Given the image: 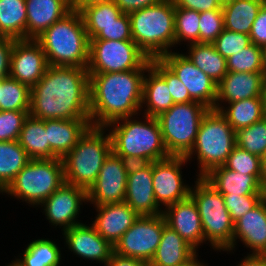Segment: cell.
Returning <instances> with one entry per match:
<instances>
[{"label":"cell","mask_w":266,"mask_h":266,"mask_svg":"<svg viewBox=\"0 0 266 266\" xmlns=\"http://www.w3.org/2000/svg\"><path fill=\"white\" fill-rule=\"evenodd\" d=\"M49 66L87 68L89 38L82 15L72 9L35 39Z\"/></svg>","instance_id":"cell-4"},{"label":"cell","mask_w":266,"mask_h":266,"mask_svg":"<svg viewBox=\"0 0 266 266\" xmlns=\"http://www.w3.org/2000/svg\"><path fill=\"white\" fill-rule=\"evenodd\" d=\"M148 69L89 74V114L93 127L132 117L142 106L143 73Z\"/></svg>","instance_id":"cell-2"},{"label":"cell","mask_w":266,"mask_h":266,"mask_svg":"<svg viewBox=\"0 0 266 266\" xmlns=\"http://www.w3.org/2000/svg\"><path fill=\"white\" fill-rule=\"evenodd\" d=\"M70 251L83 259L96 260L104 265L114 252V247L106 241L94 228L80 223L63 231Z\"/></svg>","instance_id":"cell-20"},{"label":"cell","mask_w":266,"mask_h":266,"mask_svg":"<svg viewBox=\"0 0 266 266\" xmlns=\"http://www.w3.org/2000/svg\"><path fill=\"white\" fill-rule=\"evenodd\" d=\"M196 256V251L176 231L166 225L148 266H185Z\"/></svg>","instance_id":"cell-27"},{"label":"cell","mask_w":266,"mask_h":266,"mask_svg":"<svg viewBox=\"0 0 266 266\" xmlns=\"http://www.w3.org/2000/svg\"><path fill=\"white\" fill-rule=\"evenodd\" d=\"M241 239L252 254H266V197L234 223L232 250Z\"/></svg>","instance_id":"cell-23"},{"label":"cell","mask_w":266,"mask_h":266,"mask_svg":"<svg viewBox=\"0 0 266 266\" xmlns=\"http://www.w3.org/2000/svg\"><path fill=\"white\" fill-rule=\"evenodd\" d=\"M223 197L231 220L235 223L248 211L255 208L266 195H223Z\"/></svg>","instance_id":"cell-46"},{"label":"cell","mask_w":266,"mask_h":266,"mask_svg":"<svg viewBox=\"0 0 266 266\" xmlns=\"http://www.w3.org/2000/svg\"><path fill=\"white\" fill-rule=\"evenodd\" d=\"M85 201L88 202L86 189L65 182L40 205L51 225L63 226L64 231L80 224L75 220Z\"/></svg>","instance_id":"cell-18"},{"label":"cell","mask_w":266,"mask_h":266,"mask_svg":"<svg viewBox=\"0 0 266 266\" xmlns=\"http://www.w3.org/2000/svg\"><path fill=\"white\" fill-rule=\"evenodd\" d=\"M91 126L90 119L45 120L50 150L57 158L62 159Z\"/></svg>","instance_id":"cell-24"},{"label":"cell","mask_w":266,"mask_h":266,"mask_svg":"<svg viewBox=\"0 0 266 266\" xmlns=\"http://www.w3.org/2000/svg\"><path fill=\"white\" fill-rule=\"evenodd\" d=\"M265 77V85H264V90L266 91V76Z\"/></svg>","instance_id":"cell-62"},{"label":"cell","mask_w":266,"mask_h":266,"mask_svg":"<svg viewBox=\"0 0 266 266\" xmlns=\"http://www.w3.org/2000/svg\"><path fill=\"white\" fill-rule=\"evenodd\" d=\"M95 207L98 215L92 225L113 247L139 217L126 202Z\"/></svg>","instance_id":"cell-22"},{"label":"cell","mask_w":266,"mask_h":266,"mask_svg":"<svg viewBox=\"0 0 266 266\" xmlns=\"http://www.w3.org/2000/svg\"><path fill=\"white\" fill-rule=\"evenodd\" d=\"M129 165L111 152L104 160L97 179L87 190L88 202L96 206L124 202Z\"/></svg>","instance_id":"cell-13"},{"label":"cell","mask_w":266,"mask_h":266,"mask_svg":"<svg viewBox=\"0 0 266 266\" xmlns=\"http://www.w3.org/2000/svg\"><path fill=\"white\" fill-rule=\"evenodd\" d=\"M132 40L148 58H160L175 45V5L162 0L129 13Z\"/></svg>","instance_id":"cell-5"},{"label":"cell","mask_w":266,"mask_h":266,"mask_svg":"<svg viewBox=\"0 0 266 266\" xmlns=\"http://www.w3.org/2000/svg\"><path fill=\"white\" fill-rule=\"evenodd\" d=\"M29 161L30 158L17 140L0 142V193Z\"/></svg>","instance_id":"cell-33"},{"label":"cell","mask_w":266,"mask_h":266,"mask_svg":"<svg viewBox=\"0 0 266 266\" xmlns=\"http://www.w3.org/2000/svg\"><path fill=\"white\" fill-rule=\"evenodd\" d=\"M143 117L145 122L125 117L105 127L107 130L111 127L112 152L130 164L155 162L170 157L157 118Z\"/></svg>","instance_id":"cell-3"},{"label":"cell","mask_w":266,"mask_h":266,"mask_svg":"<svg viewBox=\"0 0 266 266\" xmlns=\"http://www.w3.org/2000/svg\"><path fill=\"white\" fill-rule=\"evenodd\" d=\"M113 0H72V9L81 11L84 7Z\"/></svg>","instance_id":"cell-54"},{"label":"cell","mask_w":266,"mask_h":266,"mask_svg":"<svg viewBox=\"0 0 266 266\" xmlns=\"http://www.w3.org/2000/svg\"><path fill=\"white\" fill-rule=\"evenodd\" d=\"M22 255L21 259H16L20 266H60V248L49 239L32 241Z\"/></svg>","instance_id":"cell-36"},{"label":"cell","mask_w":266,"mask_h":266,"mask_svg":"<svg viewBox=\"0 0 266 266\" xmlns=\"http://www.w3.org/2000/svg\"><path fill=\"white\" fill-rule=\"evenodd\" d=\"M199 262L200 261H198L197 256H196L191 262H189L185 266H206V265H204V263H202V262L199 263Z\"/></svg>","instance_id":"cell-58"},{"label":"cell","mask_w":266,"mask_h":266,"mask_svg":"<svg viewBox=\"0 0 266 266\" xmlns=\"http://www.w3.org/2000/svg\"><path fill=\"white\" fill-rule=\"evenodd\" d=\"M210 109L193 101L174 104L157 118L170 156H186L194 146L202 119Z\"/></svg>","instance_id":"cell-10"},{"label":"cell","mask_w":266,"mask_h":266,"mask_svg":"<svg viewBox=\"0 0 266 266\" xmlns=\"http://www.w3.org/2000/svg\"><path fill=\"white\" fill-rule=\"evenodd\" d=\"M186 163L185 156L152 162L154 197L159 206L167 207L190 196L191 187L183 183L181 175V166Z\"/></svg>","instance_id":"cell-15"},{"label":"cell","mask_w":266,"mask_h":266,"mask_svg":"<svg viewBox=\"0 0 266 266\" xmlns=\"http://www.w3.org/2000/svg\"><path fill=\"white\" fill-rule=\"evenodd\" d=\"M260 177L261 175H245L219 166L203 178L222 195H266Z\"/></svg>","instance_id":"cell-26"},{"label":"cell","mask_w":266,"mask_h":266,"mask_svg":"<svg viewBox=\"0 0 266 266\" xmlns=\"http://www.w3.org/2000/svg\"><path fill=\"white\" fill-rule=\"evenodd\" d=\"M228 107H221L219 112L226 118L230 126L238 131L241 128L249 127L262 119L261 97L243 99L228 103Z\"/></svg>","instance_id":"cell-34"},{"label":"cell","mask_w":266,"mask_h":266,"mask_svg":"<svg viewBox=\"0 0 266 266\" xmlns=\"http://www.w3.org/2000/svg\"><path fill=\"white\" fill-rule=\"evenodd\" d=\"M151 67L166 81L174 104L193 102L186 86L159 58L151 59Z\"/></svg>","instance_id":"cell-42"},{"label":"cell","mask_w":266,"mask_h":266,"mask_svg":"<svg viewBox=\"0 0 266 266\" xmlns=\"http://www.w3.org/2000/svg\"><path fill=\"white\" fill-rule=\"evenodd\" d=\"M226 61L228 72L263 73L262 48L253 43L230 56Z\"/></svg>","instance_id":"cell-40"},{"label":"cell","mask_w":266,"mask_h":266,"mask_svg":"<svg viewBox=\"0 0 266 266\" xmlns=\"http://www.w3.org/2000/svg\"><path fill=\"white\" fill-rule=\"evenodd\" d=\"M251 38L244 33L224 29L213 42L217 52L225 59L251 45Z\"/></svg>","instance_id":"cell-43"},{"label":"cell","mask_w":266,"mask_h":266,"mask_svg":"<svg viewBox=\"0 0 266 266\" xmlns=\"http://www.w3.org/2000/svg\"><path fill=\"white\" fill-rule=\"evenodd\" d=\"M236 146L262 158L266 148V120L262 118L236 131Z\"/></svg>","instance_id":"cell-39"},{"label":"cell","mask_w":266,"mask_h":266,"mask_svg":"<svg viewBox=\"0 0 266 266\" xmlns=\"http://www.w3.org/2000/svg\"><path fill=\"white\" fill-rule=\"evenodd\" d=\"M166 225L163 213L139 216L114 245V253L149 263L156 252Z\"/></svg>","instance_id":"cell-12"},{"label":"cell","mask_w":266,"mask_h":266,"mask_svg":"<svg viewBox=\"0 0 266 266\" xmlns=\"http://www.w3.org/2000/svg\"><path fill=\"white\" fill-rule=\"evenodd\" d=\"M27 39L38 38L72 10V0H25Z\"/></svg>","instance_id":"cell-25"},{"label":"cell","mask_w":266,"mask_h":266,"mask_svg":"<svg viewBox=\"0 0 266 266\" xmlns=\"http://www.w3.org/2000/svg\"><path fill=\"white\" fill-rule=\"evenodd\" d=\"M17 141L26 151L30 159L57 158L49 147L48 137L45 131V120L36 119L28 115L24 120Z\"/></svg>","instance_id":"cell-29"},{"label":"cell","mask_w":266,"mask_h":266,"mask_svg":"<svg viewBox=\"0 0 266 266\" xmlns=\"http://www.w3.org/2000/svg\"><path fill=\"white\" fill-rule=\"evenodd\" d=\"M185 55L196 67L218 84L227 74V61L213 43H191Z\"/></svg>","instance_id":"cell-31"},{"label":"cell","mask_w":266,"mask_h":266,"mask_svg":"<svg viewBox=\"0 0 266 266\" xmlns=\"http://www.w3.org/2000/svg\"><path fill=\"white\" fill-rule=\"evenodd\" d=\"M143 79L142 104L147 106L144 115L158 117L174 105L166 81L150 66Z\"/></svg>","instance_id":"cell-28"},{"label":"cell","mask_w":266,"mask_h":266,"mask_svg":"<svg viewBox=\"0 0 266 266\" xmlns=\"http://www.w3.org/2000/svg\"><path fill=\"white\" fill-rule=\"evenodd\" d=\"M266 0H232L222 5L224 29L249 35L257 14Z\"/></svg>","instance_id":"cell-30"},{"label":"cell","mask_w":266,"mask_h":266,"mask_svg":"<svg viewBox=\"0 0 266 266\" xmlns=\"http://www.w3.org/2000/svg\"><path fill=\"white\" fill-rule=\"evenodd\" d=\"M124 202L139 216L163 213L154 197L152 162L129 165Z\"/></svg>","instance_id":"cell-16"},{"label":"cell","mask_w":266,"mask_h":266,"mask_svg":"<svg viewBox=\"0 0 266 266\" xmlns=\"http://www.w3.org/2000/svg\"><path fill=\"white\" fill-rule=\"evenodd\" d=\"M262 66H263V74L266 76V46L262 48Z\"/></svg>","instance_id":"cell-57"},{"label":"cell","mask_w":266,"mask_h":266,"mask_svg":"<svg viewBox=\"0 0 266 266\" xmlns=\"http://www.w3.org/2000/svg\"><path fill=\"white\" fill-rule=\"evenodd\" d=\"M90 40H132L129 14L123 13L116 22L104 26L103 30Z\"/></svg>","instance_id":"cell-47"},{"label":"cell","mask_w":266,"mask_h":266,"mask_svg":"<svg viewBox=\"0 0 266 266\" xmlns=\"http://www.w3.org/2000/svg\"><path fill=\"white\" fill-rule=\"evenodd\" d=\"M7 266H20L16 261H12L11 264L7 265Z\"/></svg>","instance_id":"cell-61"},{"label":"cell","mask_w":266,"mask_h":266,"mask_svg":"<svg viewBox=\"0 0 266 266\" xmlns=\"http://www.w3.org/2000/svg\"><path fill=\"white\" fill-rule=\"evenodd\" d=\"M175 7L191 9L198 12L222 9L217 0H173Z\"/></svg>","instance_id":"cell-50"},{"label":"cell","mask_w":266,"mask_h":266,"mask_svg":"<svg viewBox=\"0 0 266 266\" xmlns=\"http://www.w3.org/2000/svg\"><path fill=\"white\" fill-rule=\"evenodd\" d=\"M63 183L61 158L30 159L3 192L38 206Z\"/></svg>","instance_id":"cell-9"},{"label":"cell","mask_w":266,"mask_h":266,"mask_svg":"<svg viewBox=\"0 0 266 266\" xmlns=\"http://www.w3.org/2000/svg\"><path fill=\"white\" fill-rule=\"evenodd\" d=\"M237 266H266V254H249Z\"/></svg>","instance_id":"cell-53"},{"label":"cell","mask_w":266,"mask_h":266,"mask_svg":"<svg viewBox=\"0 0 266 266\" xmlns=\"http://www.w3.org/2000/svg\"><path fill=\"white\" fill-rule=\"evenodd\" d=\"M200 12L175 7V45L187 41L200 43Z\"/></svg>","instance_id":"cell-38"},{"label":"cell","mask_w":266,"mask_h":266,"mask_svg":"<svg viewBox=\"0 0 266 266\" xmlns=\"http://www.w3.org/2000/svg\"><path fill=\"white\" fill-rule=\"evenodd\" d=\"M87 68L48 66L30 93L29 115L40 120L90 119Z\"/></svg>","instance_id":"cell-1"},{"label":"cell","mask_w":266,"mask_h":266,"mask_svg":"<svg viewBox=\"0 0 266 266\" xmlns=\"http://www.w3.org/2000/svg\"><path fill=\"white\" fill-rule=\"evenodd\" d=\"M163 215L167 225L195 251L201 243L205 242L199 211L190 196L165 207Z\"/></svg>","instance_id":"cell-19"},{"label":"cell","mask_w":266,"mask_h":266,"mask_svg":"<svg viewBox=\"0 0 266 266\" xmlns=\"http://www.w3.org/2000/svg\"><path fill=\"white\" fill-rule=\"evenodd\" d=\"M105 266H148V263L137 258L120 256L113 252Z\"/></svg>","instance_id":"cell-52"},{"label":"cell","mask_w":266,"mask_h":266,"mask_svg":"<svg viewBox=\"0 0 266 266\" xmlns=\"http://www.w3.org/2000/svg\"><path fill=\"white\" fill-rule=\"evenodd\" d=\"M186 86L193 101L209 109L215 107L217 84L196 67L185 54L170 51L159 58Z\"/></svg>","instance_id":"cell-14"},{"label":"cell","mask_w":266,"mask_h":266,"mask_svg":"<svg viewBox=\"0 0 266 266\" xmlns=\"http://www.w3.org/2000/svg\"><path fill=\"white\" fill-rule=\"evenodd\" d=\"M251 42L259 47L266 46V2L260 8L249 34Z\"/></svg>","instance_id":"cell-48"},{"label":"cell","mask_w":266,"mask_h":266,"mask_svg":"<svg viewBox=\"0 0 266 266\" xmlns=\"http://www.w3.org/2000/svg\"><path fill=\"white\" fill-rule=\"evenodd\" d=\"M31 89L10 76L0 81V111H29Z\"/></svg>","instance_id":"cell-37"},{"label":"cell","mask_w":266,"mask_h":266,"mask_svg":"<svg viewBox=\"0 0 266 266\" xmlns=\"http://www.w3.org/2000/svg\"><path fill=\"white\" fill-rule=\"evenodd\" d=\"M29 111H0V142L18 140Z\"/></svg>","instance_id":"cell-45"},{"label":"cell","mask_w":266,"mask_h":266,"mask_svg":"<svg viewBox=\"0 0 266 266\" xmlns=\"http://www.w3.org/2000/svg\"><path fill=\"white\" fill-rule=\"evenodd\" d=\"M48 66L45 53L35 39L15 41L11 53V78L31 89L41 80Z\"/></svg>","instance_id":"cell-17"},{"label":"cell","mask_w":266,"mask_h":266,"mask_svg":"<svg viewBox=\"0 0 266 266\" xmlns=\"http://www.w3.org/2000/svg\"><path fill=\"white\" fill-rule=\"evenodd\" d=\"M16 39L5 38L0 41V81L10 75L11 53Z\"/></svg>","instance_id":"cell-49"},{"label":"cell","mask_w":266,"mask_h":266,"mask_svg":"<svg viewBox=\"0 0 266 266\" xmlns=\"http://www.w3.org/2000/svg\"><path fill=\"white\" fill-rule=\"evenodd\" d=\"M105 127L91 126L76 146L62 158L66 183L88 190L95 182L104 160L112 152V141Z\"/></svg>","instance_id":"cell-6"},{"label":"cell","mask_w":266,"mask_h":266,"mask_svg":"<svg viewBox=\"0 0 266 266\" xmlns=\"http://www.w3.org/2000/svg\"><path fill=\"white\" fill-rule=\"evenodd\" d=\"M190 197L195 202L201 218L205 241L213 249L231 251L234 223L225 206L223 195L203 177H198Z\"/></svg>","instance_id":"cell-8"},{"label":"cell","mask_w":266,"mask_h":266,"mask_svg":"<svg viewBox=\"0 0 266 266\" xmlns=\"http://www.w3.org/2000/svg\"><path fill=\"white\" fill-rule=\"evenodd\" d=\"M89 40L93 39L104 26L116 22L123 12L115 5L114 1L102 2L80 11Z\"/></svg>","instance_id":"cell-35"},{"label":"cell","mask_w":266,"mask_h":266,"mask_svg":"<svg viewBox=\"0 0 266 266\" xmlns=\"http://www.w3.org/2000/svg\"><path fill=\"white\" fill-rule=\"evenodd\" d=\"M221 5H224L228 2H231L232 0H217Z\"/></svg>","instance_id":"cell-59"},{"label":"cell","mask_w":266,"mask_h":266,"mask_svg":"<svg viewBox=\"0 0 266 266\" xmlns=\"http://www.w3.org/2000/svg\"><path fill=\"white\" fill-rule=\"evenodd\" d=\"M151 59L133 40H89L88 74L148 69Z\"/></svg>","instance_id":"cell-11"},{"label":"cell","mask_w":266,"mask_h":266,"mask_svg":"<svg viewBox=\"0 0 266 266\" xmlns=\"http://www.w3.org/2000/svg\"><path fill=\"white\" fill-rule=\"evenodd\" d=\"M265 77L256 72H227L217 84L214 110L221 109L220 102H236L253 97H261L264 92Z\"/></svg>","instance_id":"cell-21"},{"label":"cell","mask_w":266,"mask_h":266,"mask_svg":"<svg viewBox=\"0 0 266 266\" xmlns=\"http://www.w3.org/2000/svg\"><path fill=\"white\" fill-rule=\"evenodd\" d=\"M200 43H213L224 30L222 9L200 13Z\"/></svg>","instance_id":"cell-44"},{"label":"cell","mask_w":266,"mask_h":266,"mask_svg":"<svg viewBox=\"0 0 266 266\" xmlns=\"http://www.w3.org/2000/svg\"><path fill=\"white\" fill-rule=\"evenodd\" d=\"M261 100H262V109H263L262 118L266 120V91L265 90L262 93Z\"/></svg>","instance_id":"cell-56"},{"label":"cell","mask_w":266,"mask_h":266,"mask_svg":"<svg viewBox=\"0 0 266 266\" xmlns=\"http://www.w3.org/2000/svg\"><path fill=\"white\" fill-rule=\"evenodd\" d=\"M0 29L6 37L27 39L25 0H0Z\"/></svg>","instance_id":"cell-32"},{"label":"cell","mask_w":266,"mask_h":266,"mask_svg":"<svg viewBox=\"0 0 266 266\" xmlns=\"http://www.w3.org/2000/svg\"><path fill=\"white\" fill-rule=\"evenodd\" d=\"M7 38L0 29V41Z\"/></svg>","instance_id":"cell-60"},{"label":"cell","mask_w":266,"mask_h":266,"mask_svg":"<svg viewBox=\"0 0 266 266\" xmlns=\"http://www.w3.org/2000/svg\"><path fill=\"white\" fill-rule=\"evenodd\" d=\"M223 166L245 175H261V157L237 146L233 148Z\"/></svg>","instance_id":"cell-41"},{"label":"cell","mask_w":266,"mask_h":266,"mask_svg":"<svg viewBox=\"0 0 266 266\" xmlns=\"http://www.w3.org/2000/svg\"><path fill=\"white\" fill-rule=\"evenodd\" d=\"M260 182L266 192V157L261 158V177Z\"/></svg>","instance_id":"cell-55"},{"label":"cell","mask_w":266,"mask_h":266,"mask_svg":"<svg viewBox=\"0 0 266 266\" xmlns=\"http://www.w3.org/2000/svg\"><path fill=\"white\" fill-rule=\"evenodd\" d=\"M236 146V131L217 110L210 109L202 119L191 151L185 156L187 161L197 154L198 177H204L212 169L223 166Z\"/></svg>","instance_id":"cell-7"},{"label":"cell","mask_w":266,"mask_h":266,"mask_svg":"<svg viewBox=\"0 0 266 266\" xmlns=\"http://www.w3.org/2000/svg\"><path fill=\"white\" fill-rule=\"evenodd\" d=\"M115 5L126 14L155 5L162 0H113Z\"/></svg>","instance_id":"cell-51"}]
</instances>
